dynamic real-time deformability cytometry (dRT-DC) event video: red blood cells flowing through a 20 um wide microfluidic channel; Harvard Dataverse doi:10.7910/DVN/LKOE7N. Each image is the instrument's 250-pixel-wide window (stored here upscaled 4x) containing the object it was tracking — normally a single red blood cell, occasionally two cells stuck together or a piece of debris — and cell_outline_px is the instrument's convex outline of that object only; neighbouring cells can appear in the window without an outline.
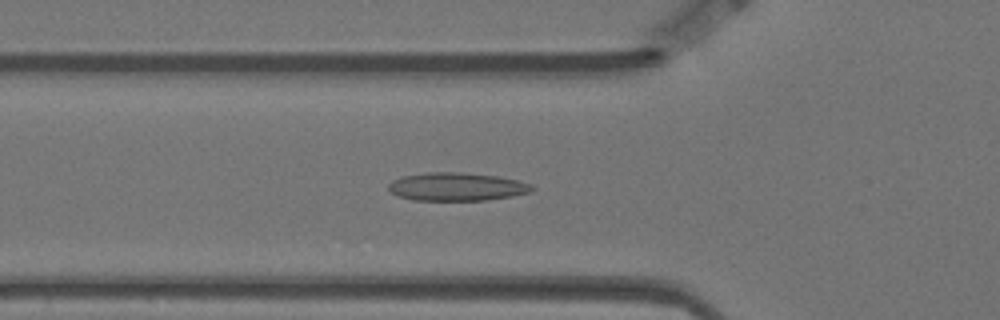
{"species": "Egyptian fruit bat (a non-hibernating species)", "species_latin": "Rousettus aegyptiacus", "temperature_condition": "warm", "stored_images_in_passage": 56, "camera_frame_rate_fps": 3000, "um_per_image_px": 0.085, "animal": {"sex": "female"}, "frame": {"image": 1, "passage_image": 18, "time_ms": 5.667, "image_size_px": [1000, 320], "cell_outline_px": [[536, 188], [532, 192], [512, 196], [488, 200], [412, 200], [396, 196], [388, 188], [388, 184], [392, 180], [404, 176], [428, 172], [460, 172], [496, 176], [516, 180], [532, 184]], "centroid_in_image_um": [38.83, 15.87], "position_along_channel_um": 87.0, "area_um2": 23.64}}
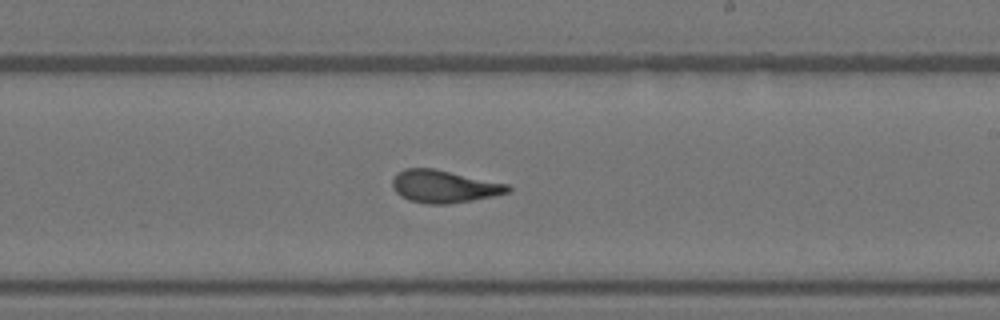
{"frame": {"image": 2, "passage_image": 32, "time_ms": 10.333, "image_size_px": [1000, 320], "cell_outline_px": [[512, 188], [508, 192], [492, 196], [472, 200], [448, 204], [428, 204], [408, 200], [400, 196], [392, 188], [392, 180], [396, 172], [404, 168], [432, 168], [508, 184]], "centroid_in_image_um": [37.68, 15.85], "position_along_channel_um": 251.3, "area_um2": 21.85}}
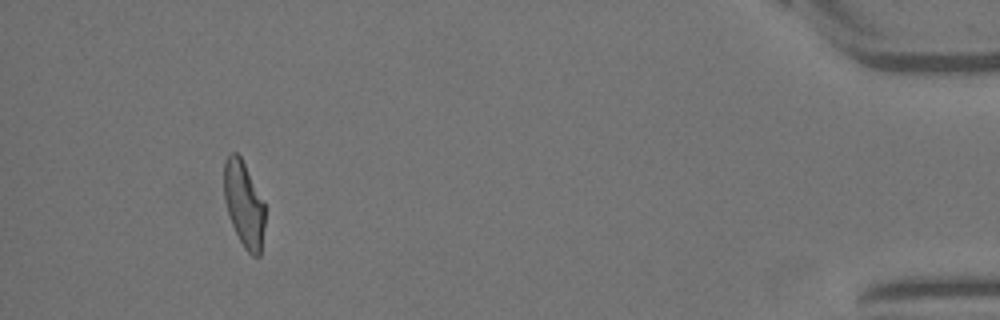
{"frame": {"image": 3, "passage_image": 52, "time_ms": 17.0, "image_size_px": [1000, 320], "cell_outline_px": [[264, 228], [260, 256], [252, 256], [244, 248], [228, 216], [224, 200], [224, 160], [228, 152], [236, 152], [240, 156], [264, 204]], "centroid_in_image_um": [20.7, 17.35], "position_along_channel_um": 414.5, "area_um2": 20.23}, "authors_computed_cell_mechanics": {"area_um2": 22.1952, "velocity_mm_per_s": 3.5138, "shape_relaxation_time_tau1_ms": null, "shape_relaxation_time_tau2_ms": 1.516, "deformation_change_tau1": null, "deformation_change_tau2": 0.0918}}